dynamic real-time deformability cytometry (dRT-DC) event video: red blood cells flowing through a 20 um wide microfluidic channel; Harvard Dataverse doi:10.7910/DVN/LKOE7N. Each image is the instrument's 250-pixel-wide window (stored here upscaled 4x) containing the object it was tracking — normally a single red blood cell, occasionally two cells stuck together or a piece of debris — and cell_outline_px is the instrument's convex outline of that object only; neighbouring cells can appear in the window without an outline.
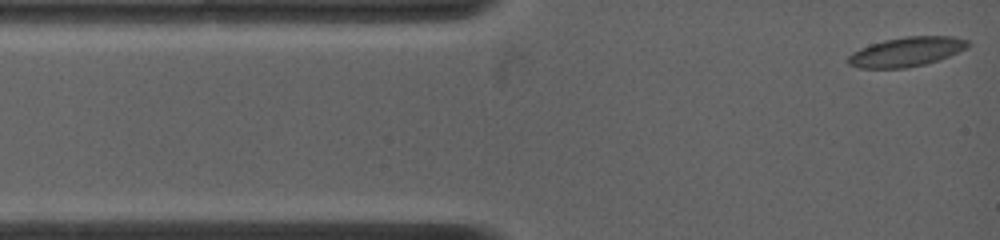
{"species": "common noctule bat (a hibernating species)", "species_latin": "Nyctalus noctula", "temperature_condition": "warm", "stored_images_in_passage": 7, "camera_frame_rate_fps": 4500, "um_per_image_px": 0.085, "animal": {"sex": "female", "body_mass_g": 19.0, "forearm_length_mm": 53.3}, "frame": {"image": 1, "passage_image": 1, "time_ms": 0.0, "image_size_px": [1000, 240], "cell_outline_px": [[972, 44], [968, 48], [948, 56], [924, 64], [904, 68], [860, 68], [848, 64], [848, 56], [852, 52], [860, 48], [884, 40], [904, 36], [952, 36], [968, 40]], "centroid_in_image_um": [77.07, 4.39], "position_along_channel_um": 7.9, "area_um2": 20.46}}